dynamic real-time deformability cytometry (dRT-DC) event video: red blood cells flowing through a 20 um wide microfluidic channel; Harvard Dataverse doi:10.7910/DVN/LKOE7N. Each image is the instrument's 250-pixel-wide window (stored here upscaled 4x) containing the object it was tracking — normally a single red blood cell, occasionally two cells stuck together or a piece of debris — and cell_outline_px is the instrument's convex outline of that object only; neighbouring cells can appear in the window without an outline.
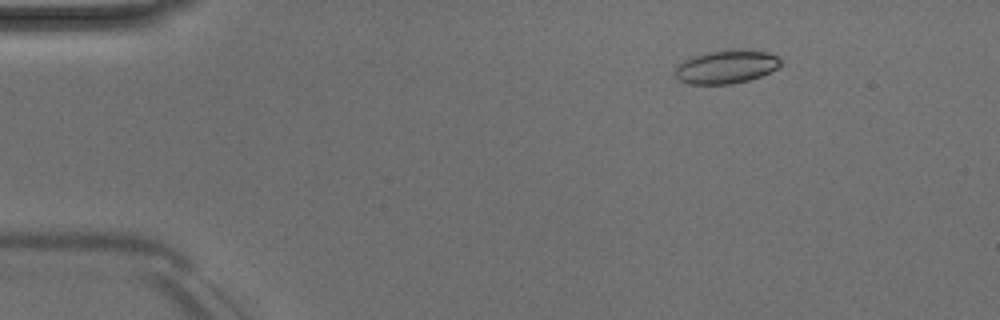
{"species": "Egyptian fruit bat (a non-hibernating species)", "species_latin": "Rousettus aegyptiacus", "temperature_condition": "room temperature", "stored_images_in_passage": 51, "camera_frame_rate_fps": 3000, "um_per_image_px": 0.085, "animal": {"sex": "male"}, "frame": {"image": 1, "passage_image": 8, "time_ms": 2.333, "image_size_px": [1000, 320], "cell_outline_px": [[784, 64], [760, 76], [748, 80], [732, 84], [688, 84], [676, 80], [672, 72], [684, 60], [692, 56], [724, 48], [740, 48], [768, 52], [776, 56]], "centroid_in_image_um": [61.7, 5.66], "position_along_channel_um": 23.3, "area_um2": 21.04}}
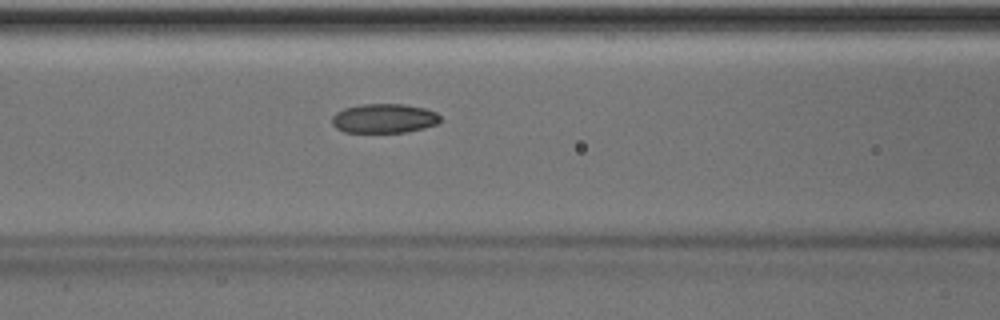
{"frame": {"image": 2, "passage_image": 22, "time_ms": 7.0, "image_size_px": [1000, 320], "cell_outline_px": [[440, 120], [436, 124], [424, 128], [408, 132], [344, 132], [336, 128], [332, 124], [332, 116], [336, 112], [344, 108], [360, 104], [404, 104], [424, 108], [436, 112], [440, 116]], "centroid_in_image_um": [32.63, 10.06], "position_along_channel_um": 134.0, "area_um2": 18.55}}
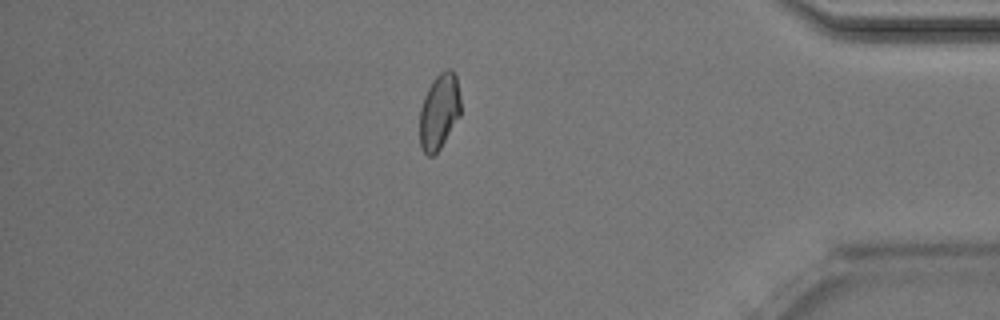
{"frame": {"image": 3, "passage_image": 44, "time_ms": 14.333, "image_size_px": [1000, 320], "cell_outline_px": [[460, 116], [440, 148], [432, 156], [428, 156], [420, 148], [420, 108], [424, 96], [432, 80], [440, 72], [448, 68], [452, 68], [456, 76], [460, 96]], "centroid_in_image_um": [37.33, 9.46], "position_along_channel_um": 397.9, "area_um2": 18.15}, "authors_computed_cell_mechanics": {"area_um2": 18.785, "velocity_mm_per_s": 4.0454, "shape_relaxation_time_tau1_ms": 5.5365, "shape_relaxation_time_tau2_ms": 2.8283, "deformation_change_tau1": 0.1151, "deformation_change_tau2": 0.069}}